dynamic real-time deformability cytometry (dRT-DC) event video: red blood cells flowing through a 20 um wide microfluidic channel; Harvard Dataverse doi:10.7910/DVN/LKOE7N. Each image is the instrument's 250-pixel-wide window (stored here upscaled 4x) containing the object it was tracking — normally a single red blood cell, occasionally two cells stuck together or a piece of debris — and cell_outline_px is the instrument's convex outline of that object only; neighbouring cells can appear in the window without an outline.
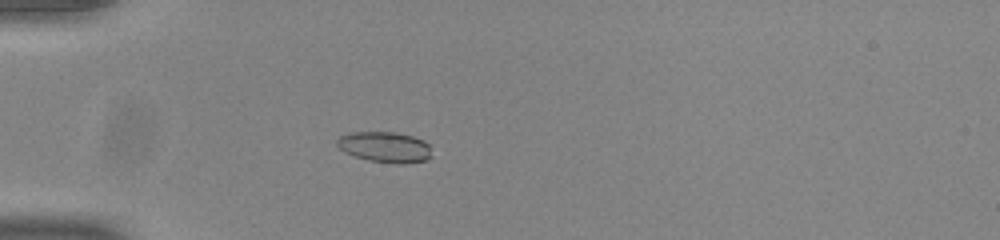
{"species": "common noctule bat (a hibernating species)", "species_latin": "Nyctalus noctula", "temperature_condition": "room temperature", "stored_images_in_passage": 39, "camera_frame_rate_fps": 3000, "um_per_image_px": 0.085, "animal": {"sex": "male", "body_mass_g": 20.0, "forearm_length_mm": 53.3}, "frame": {"image": 1, "passage_image": 2, "time_ms": 0.333, "image_size_px": [1000, 240], "cell_outline_px": [[432, 156], [428, 160], [404, 164], [396, 164], [368, 160], [344, 152], [336, 144], [336, 140], [340, 136], [352, 132], [396, 132], [412, 136], [424, 140], [428, 144]], "centroid_in_image_um": [32.74, 12.5], "position_along_channel_um": 52.3, "area_um2": 17.05}}
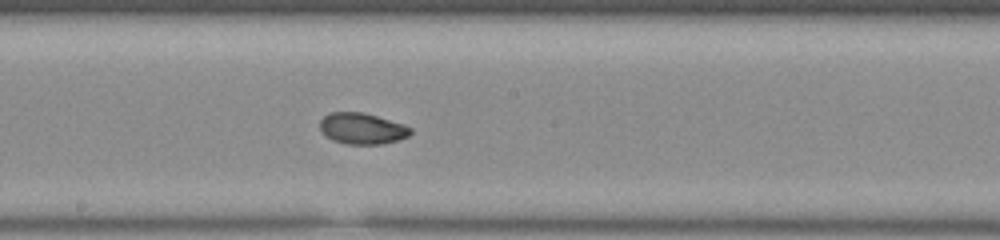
{"frame": {"image": 2, "passage_image": 16, "time_ms": 5.0, "image_size_px": [1000, 240], "cell_outline_px": [[412, 132], [408, 136], [396, 140], [380, 144], [348, 144], [332, 140], [320, 128], [320, 120], [328, 112], [364, 112], [404, 124], [412, 128]], "centroid_in_image_um": [30.79, 10.91], "position_along_channel_um": 217.4, "area_um2": 16.36}}
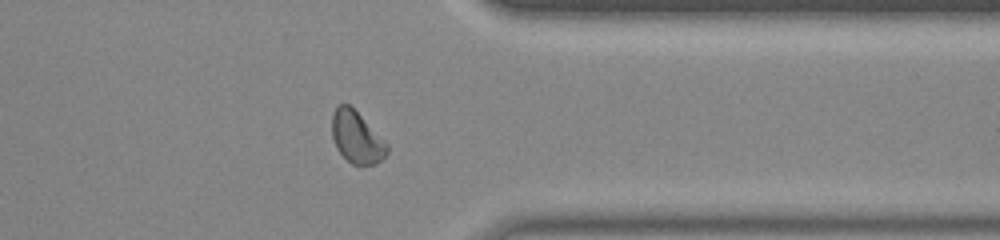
{"frame": {"image": 3, "passage_image": 29, "time_ms": 9.333, "image_size_px": [1000, 240], "cell_outline_px": [[388, 152], [380, 160], [372, 164], [352, 164], [336, 148], [332, 136], [332, 112], [340, 104], [348, 104], [388, 144]], "centroid_in_image_um": [30.29, 11.67], "position_along_channel_um": 381.1, "area_um2": 16.13}, "authors_computed_cell_mechanics": {"area_um2": 16.5886, "velocity_mm_per_s": 3.8867, "shape_relaxation_time_tau1_ms": 6.8105, "shape_relaxation_time_tau2_ms": 2.0395, "deformation_change_tau1": 0.1566, "deformation_change_tau2": 0.053}}